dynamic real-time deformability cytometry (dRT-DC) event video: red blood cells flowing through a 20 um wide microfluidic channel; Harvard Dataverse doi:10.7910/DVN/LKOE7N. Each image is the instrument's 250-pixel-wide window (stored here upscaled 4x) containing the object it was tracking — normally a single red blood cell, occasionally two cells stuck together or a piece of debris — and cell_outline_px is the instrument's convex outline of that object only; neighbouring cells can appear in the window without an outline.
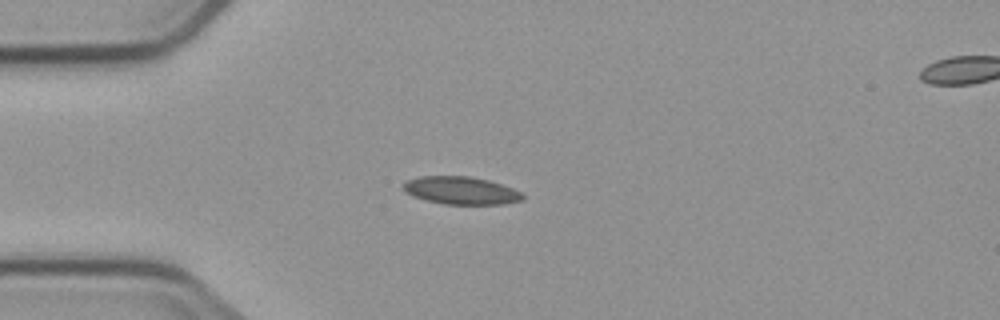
{"species": "common noctule bat (a hibernating species)", "species_latin": "Nyctalus noctula", "temperature_condition": "cold", "stored_images_in_passage": 3, "segment_of_instrument_passage": [1, 2], "camera_frame_rate_fps": 3000, "um_per_image_px": 0.085, "animal": {"sex": "male", "body_mass_g": 23.1, "forearm_length_mm": 52.7}, "frame": {"image": 1, "passage_image": 2, "time_ms": 2.667, "image_size_px": [1000, 320], "cell_outline_px": [[524, 200], [500, 204], [444, 204], [412, 196], [404, 192], [404, 184], [408, 180], [420, 176], [468, 176], [488, 180], [524, 192]], "centroid_in_image_um": [39.21, 16.19], "position_along_channel_um": 45.8, "area_um2": 19.19}}